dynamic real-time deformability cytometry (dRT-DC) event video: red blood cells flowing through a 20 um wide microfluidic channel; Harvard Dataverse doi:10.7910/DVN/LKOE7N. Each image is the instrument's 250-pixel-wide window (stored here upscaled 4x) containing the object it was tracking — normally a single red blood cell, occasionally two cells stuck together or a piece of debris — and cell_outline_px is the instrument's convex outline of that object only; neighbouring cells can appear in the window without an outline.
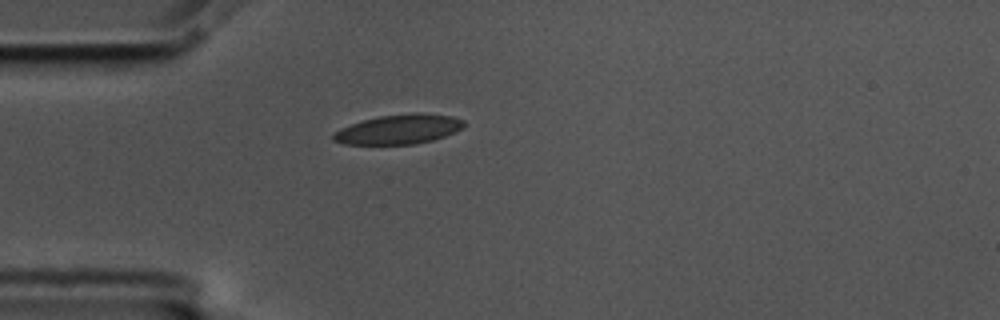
{"species": "common noctule bat (a hibernating species)", "species_latin": "Nyctalus noctula", "temperature_condition": "cold", "stored_images_in_passage": 5, "camera_frame_rate_fps": 3000, "um_per_image_px": 0.085, "animal": {"sex": "male", "body_mass_g": 17.5, "forearm_length_mm": 52.3}, "frame": {"image": 1, "passage_image": 4, "time_ms": 1.0, "image_size_px": [1000, 320], "cell_outline_px": [[464, 128], [444, 136], [432, 140], [412, 144], [344, 144], [332, 140], [332, 136], [340, 128], [364, 120], [380, 116], [412, 112], [416, 112], [452, 116], [464, 120]], "centroid_in_image_um": [33.91, 10.98], "position_along_channel_um": 51.1, "area_um2": 22.37}}